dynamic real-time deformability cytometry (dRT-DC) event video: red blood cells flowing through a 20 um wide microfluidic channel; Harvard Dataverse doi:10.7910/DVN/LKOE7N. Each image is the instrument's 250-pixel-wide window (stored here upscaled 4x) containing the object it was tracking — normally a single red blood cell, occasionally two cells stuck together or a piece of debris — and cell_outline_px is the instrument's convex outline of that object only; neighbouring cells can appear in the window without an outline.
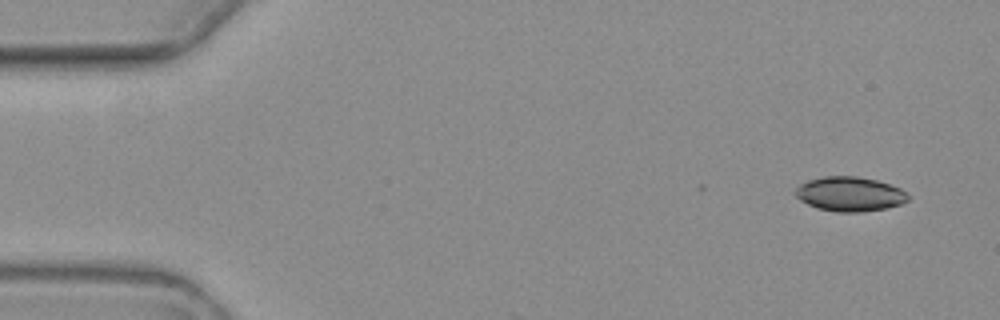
{"species": "common noctule bat (a hibernating species)", "species_latin": "Nyctalus noctula", "temperature_condition": "warm", "stored_images_in_passage": 3, "camera_frame_rate_fps": 3000, "um_per_image_px": 0.085, "animal": {"sex": "female", "body_mass_g": 19.3, "forearm_length_mm": 54.1}, "frame": {"image": 1, "passage_image": 1, "time_ms": 0.0, "image_size_px": [1000, 320], "cell_outline_px": [[912, 196], [908, 200], [900, 204], [884, 208], [860, 212], [836, 212], [816, 208], [800, 200], [792, 192], [800, 184], [808, 180], [824, 176], [856, 176], [876, 180], [900, 188]], "centroid_in_image_um": [72.21, 16.49], "position_along_channel_um": 12.8, "area_um2": 22.72}}